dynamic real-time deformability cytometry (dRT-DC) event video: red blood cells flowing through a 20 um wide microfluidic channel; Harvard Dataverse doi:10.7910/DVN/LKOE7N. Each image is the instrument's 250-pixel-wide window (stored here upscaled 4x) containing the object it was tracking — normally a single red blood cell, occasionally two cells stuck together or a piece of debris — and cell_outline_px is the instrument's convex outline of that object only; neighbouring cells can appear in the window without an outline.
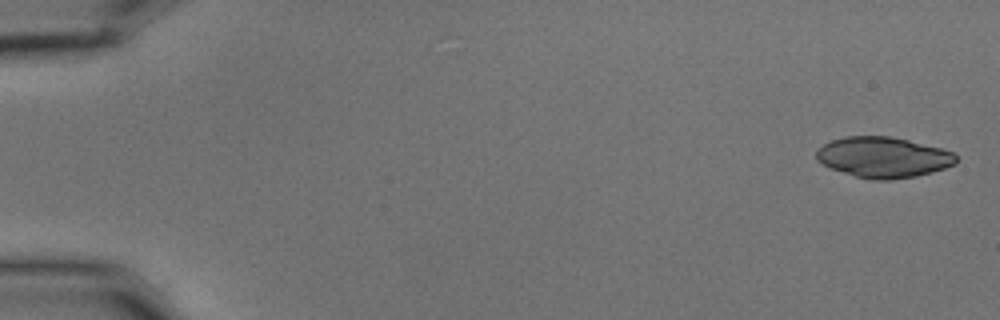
{"species": "common noctule bat (a hibernating species)", "species_latin": "Nyctalus noctula", "temperature_condition": "cold", "stored_images_in_passage": 5, "camera_frame_rate_fps": 3000, "um_per_image_px": 0.085, "animal": {"sex": "male", "body_mass_g": 15.6}, "frame": {"image": 1, "passage_image": 1, "time_ms": 0.0, "image_size_px": [1000, 320], "cell_outline_px": [[956, 164], [932, 172], [916, 176], [892, 180], [872, 180], [856, 176], [832, 168], [816, 160], [816, 148], [832, 140], [844, 136], [888, 136], [908, 140], [940, 148], [952, 152], [956, 156]], "centroid_in_image_um": [75.06, 13.37], "position_along_channel_um": 9.9, "area_um2": 32.95}}